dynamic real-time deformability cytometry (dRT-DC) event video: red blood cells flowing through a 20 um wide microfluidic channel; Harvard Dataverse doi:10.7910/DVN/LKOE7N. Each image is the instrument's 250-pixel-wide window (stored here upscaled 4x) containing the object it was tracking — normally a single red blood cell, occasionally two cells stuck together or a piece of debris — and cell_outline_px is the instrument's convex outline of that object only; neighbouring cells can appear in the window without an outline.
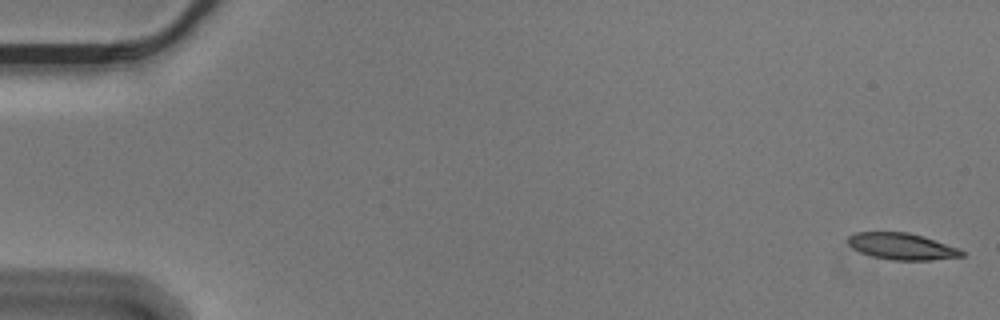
{"species": "Egyptian fruit bat (a non-hibernating species)", "species_latin": "Rousettus aegyptiacus", "temperature_condition": "cold", "stored_images_in_passage": 56, "camera_frame_rate_fps": 3000, "um_per_image_px": 0.085, "animal": {"sex": "male"}, "frame": {"image": 1, "passage_image": 1, "time_ms": 0.0, "image_size_px": [1000, 320], "cell_outline_px": [[964, 256], [932, 260], [892, 260], [872, 256], [860, 252], [852, 248], [848, 244], [848, 236], [856, 232], [908, 232], [924, 236], [956, 248], [964, 252]], "centroid_in_image_um": [76.62, 20.94], "position_along_channel_um": 8.4, "area_um2": 17.51}}
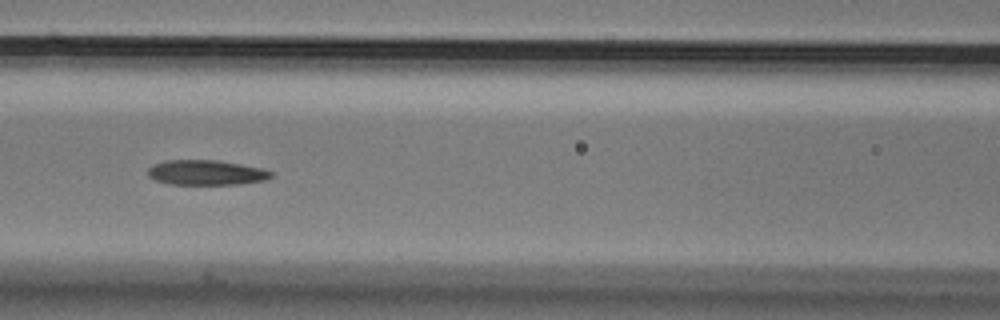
{"frame": {"image": 2, "passage_image": 25, "time_ms": 8.0, "image_size_px": [1000, 320], "cell_outline_px": [[276, 172], [272, 176], [264, 180], [240, 184], [168, 184], [152, 180], [148, 176], [148, 168], [152, 164], [164, 160], [216, 160], [240, 164], [260, 168]], "centroid_in_image_um": [17.48, 14.67], "position_along_channel_um": 149.1, "area_um2": 18.09}}
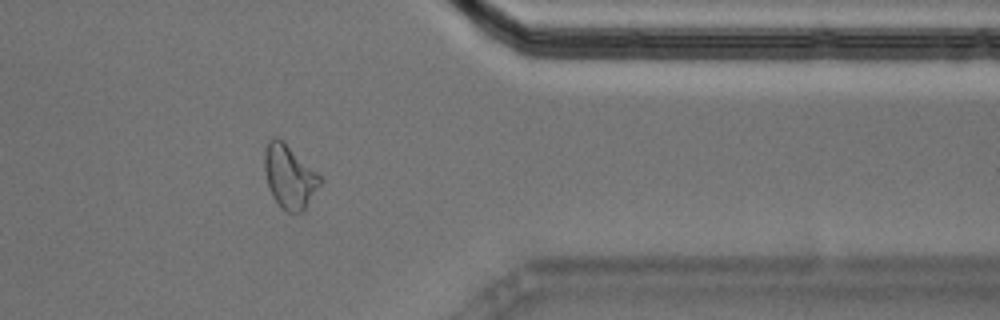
{"frame": {"image": 3, "passage_image": 46, "time_ms": 15.0, "image_size_px": [1000, 320], "cell_outline_px": [[324, 180], [304, 212], [288, 212], [280, 208], [272, 196], [268, 188], [264, 172], [264, 148], [268, 140], [272, 136], [276, 136], [284, 140]], "centroid_in_image_um": [24.59, 15.0], "position_along_channel_um": 386.8, "area_um2": 21.1}, "authors_computed_cell_mechanics": {"area_um2": 18.6983, "velocity_mm_per_s": 3.5729, "shape_relaxation_time_tau1_ms": 8.0113, "shape_relaxation_time_tau2_ms": 4.1677, "deformation_change_tau1": 0.2149, "deformation_change_tau2": 0.1334}}